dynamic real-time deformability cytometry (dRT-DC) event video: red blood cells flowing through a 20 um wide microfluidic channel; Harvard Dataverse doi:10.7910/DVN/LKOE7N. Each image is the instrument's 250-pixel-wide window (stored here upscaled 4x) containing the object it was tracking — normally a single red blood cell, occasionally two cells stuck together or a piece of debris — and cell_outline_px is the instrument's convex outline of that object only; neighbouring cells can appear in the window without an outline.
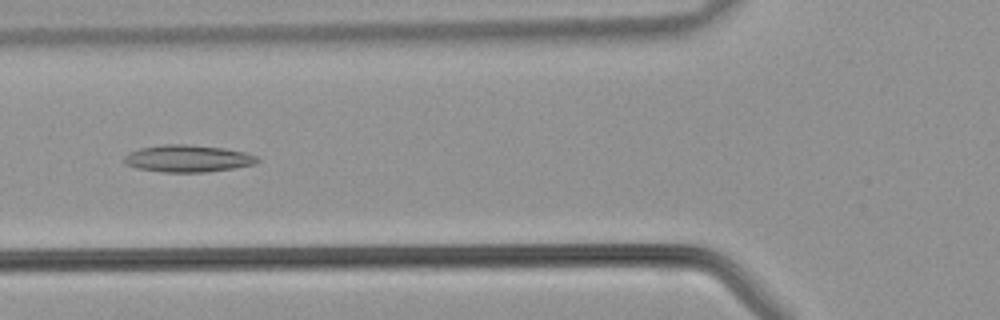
{"species": "common noctule bat (a hibernating species)", "species_latin": "Nyctalus noctula", "temperature_condition": "warm", "stored_images_in_passage": 39, "camera_frame_rate_fps": 3000, "um_per_image_px": 0.085, "animal": {"sex": "male", "body_mass_g": 21.5, "forearm_length_mm": 52.0}, "frame": {"image": 1, "passage_image": 13, "time_ms": 4.0, "image_size_px": [1000, 320], "cell_outline_px": [[260, 160], [256, 164], [208, 172], [160, 172], [136, 168], [124, 164], [124, 156], [128, 152], [140, 148], [164, 144], [188, 144], [224, 148], [244, 152], [256, 156]], "centroid_in_image_um": [15.93, 13.47], "position_along_channel_um": 109.9, "area_um2": 21.15}}
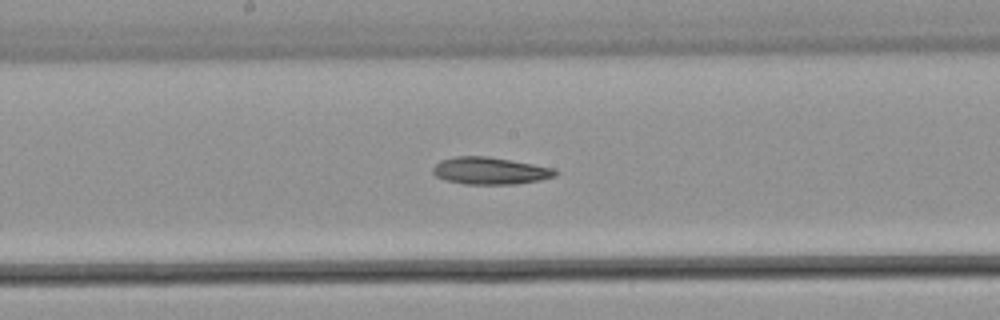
{"frame": {"image": 2, "passage_image": 19, "time_ms": 6.0, "image_size_px": [1000, 320], "cell_outline_px": [[556, 176], [540, 180], [516, 184], [464, 184], [444, 180], [436, 176], [432, 172], [432, 168], [440, 160], [456, 156], [488, 156], [532, 164], [552, 168], [556, 172]], "centroid_in_image_um": [41.6, 14.52], "position_along_channel_um": 206.6, "area_um2": 19.31}}
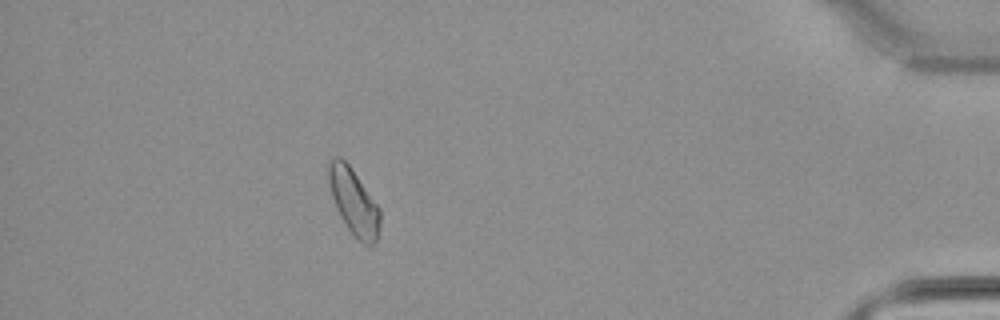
{"frame": {"image": 3, "passage_image": 35, "time_ms": 11.333, "image_size_px": [1000, 320], "cell_outline_px": [[380, 224], [376, 240], [372, 248], [368, 248], [348, 228], [340, 216], [336, 208], [328, 184], [328, 160], [336, 156], [340, 156], [352, 168], [380, 208]], "centroid_in_image_um": [30.06, 17.13], "position_along_channel_um": 405.1, "area_um2": 19.88}}